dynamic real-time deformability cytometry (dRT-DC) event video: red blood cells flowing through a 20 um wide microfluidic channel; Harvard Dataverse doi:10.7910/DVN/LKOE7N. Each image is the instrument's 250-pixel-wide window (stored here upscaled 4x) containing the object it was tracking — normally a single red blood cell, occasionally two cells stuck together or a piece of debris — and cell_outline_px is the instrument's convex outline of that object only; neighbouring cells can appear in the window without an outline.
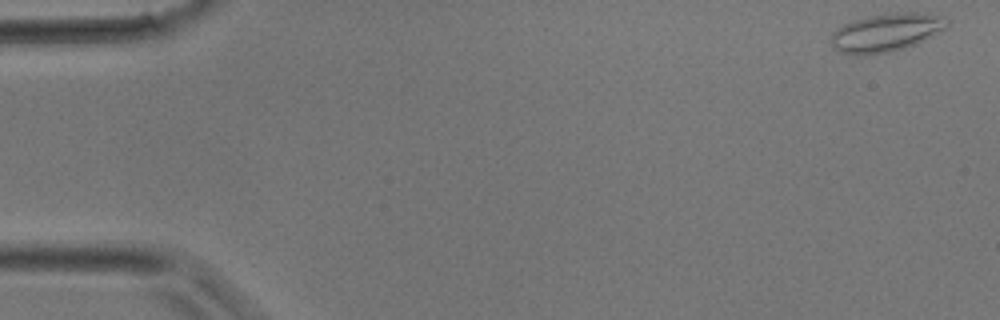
{"species": "common noctule bat (a hibernating species)", "species_latin": "Nyctalus noctula", "temperature_condition": "room temperature", "stored_images_in_passage": 36, "camera_frame_rate_fps": 3000, "um_per_image_px": 0.085, "animal": {"sex": "male", "body_mass_g": 17.9}, "frame": {"image": 1, "passage_image": 1, "time_ms": 0.0, "image_size_px": [1000, 320], "cell_outline_px": [[948, 24], [944, 28], [904, 48], [888, 52], [860, 56], [856, 56], [840, 52], [832, 48], [828, 40], [836, 28], [852, 20], [868, 16], [896, 12], [916, 12], [940, 16], [948, 20]], "centroid_in_image_um": [75.19, 2.77], "position_along_channel_um": 9.8, "area_um2": 25.61}}
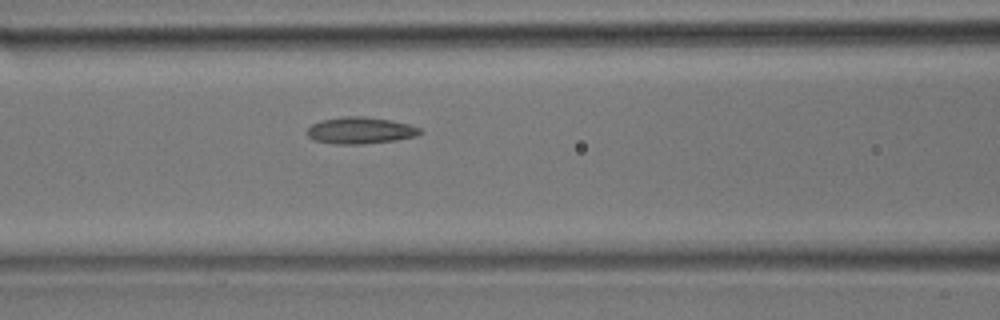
{"frame": {"image": 2, "passage_image": 15, "time_ms": 4.667, "image_size_px": [1000, 320], "cell_outline_px": [[424, 132], [416, 136], [396, 140], [364, 144], [332, 144], [312, 140], [308, 136], [308, 128], [312, 124], [320, 120], [344, 116], [364, 116], [388, 120], [408, 124], [420, 128]], "centroid_in_image_um": [30.61, 11.09], "position_along_channel_um": 136.0, "area_um2": 17.63}}
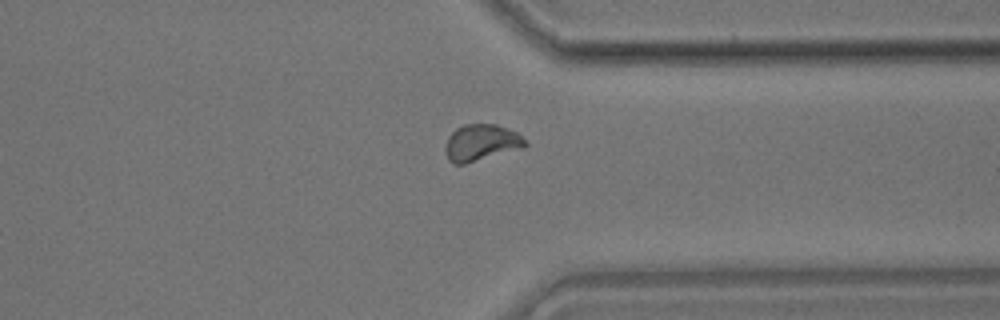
{"frame": {"image": 3, "passage_image": 28, "time_ms": 9.0, "image_size_px": [1000, 320], "cell_outline_px": [[528, 144], [524, 148], [464, 164], [452, 164], [448, 160], [444, 152], [444, 148], [448, 136], [456, 128], [464, 124], [496, 124], [508, 128], [516, 132]], "centroid_in_image_um": [40.87, 12.13], "position_along_channel_um": 370.5, "area_um2": 17.17}}